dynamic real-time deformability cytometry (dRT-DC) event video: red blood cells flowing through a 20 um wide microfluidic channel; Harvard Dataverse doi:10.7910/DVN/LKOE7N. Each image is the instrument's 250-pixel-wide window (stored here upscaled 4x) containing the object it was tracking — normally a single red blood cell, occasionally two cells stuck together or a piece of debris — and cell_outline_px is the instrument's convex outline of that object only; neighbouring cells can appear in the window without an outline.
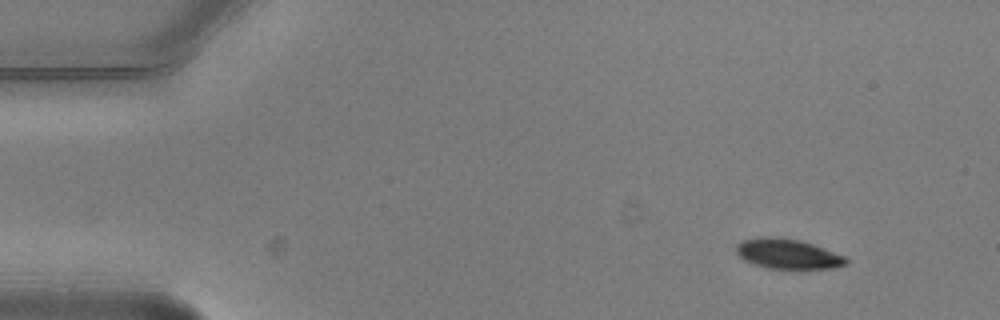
{"species": "common noctule bat (a hibernating species)", "species_latin": "Nyctalus noctula", "temperature_condition": "warm", "stored_images_in_passage": 4, "camera_frame_rate_fps": 3000, "um_per_image_px": 0.085, "animal": {"sex": "male", "body_mass_g": 20.5, "forearm_length_mm": 52.5}, "frame": {"image": 1, "passage_image": 1, "time_ms": 0.0, "image_size_px": [1000, 320], "cell_outline_px": [[848, 264], [832, 268], [768, 268], [744, 260], [736, 252], [736, 244], [740, 240], [760, 236], [776, 236], [800, 240], [812, 244], [844, 256], [848, 260]], "centroid_in_image_um": [66.91, 21.55], "position_along_channel_um": 18.1, "area_um2": 19.07}}
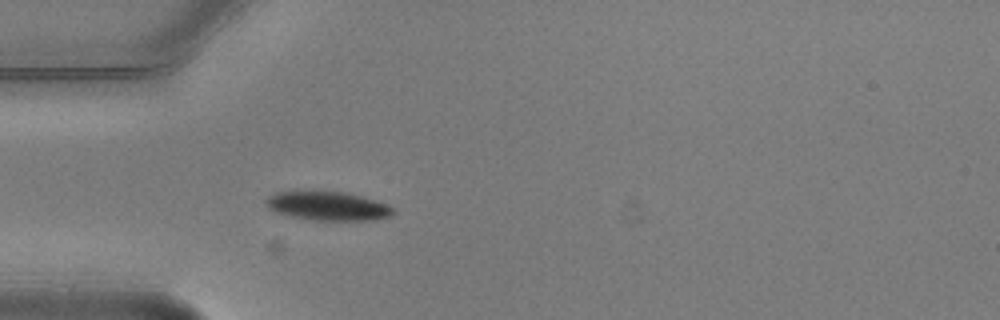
{"frame": {"image": 2, "passage_image": 4, "time_ms": 1.0, "image_size_px": [1000, 320], "cell_outline_px": [[396, 212], [392, 216], [372, 220], [316, 220], [292, 216], [276, 212], [268, 208], [264, 204], [264, 200], [268, 196], [276, 192], [344, 192], [360, 196], [384, 204], [392, 208]], "centroid_in_image_um": [27.83, 17.52], "position_along_channel_um": 57.2, "area_um2": 20.98}}